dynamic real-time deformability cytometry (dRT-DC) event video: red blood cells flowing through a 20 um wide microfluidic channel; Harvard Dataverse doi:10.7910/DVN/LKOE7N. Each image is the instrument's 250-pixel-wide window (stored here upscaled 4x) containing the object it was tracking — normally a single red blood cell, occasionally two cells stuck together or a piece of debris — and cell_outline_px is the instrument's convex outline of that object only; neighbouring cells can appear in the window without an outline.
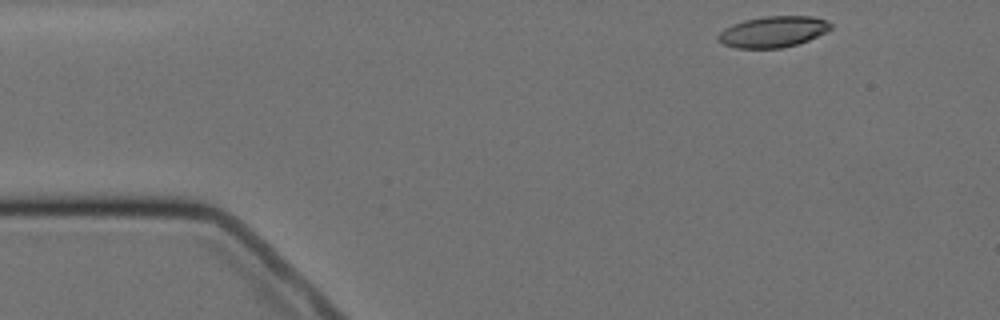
{"species": "Egyptian fruit bat (a non-hibernating species)", "species_latin": "Rousettus aegyptiacus", "temperature_condition": "cold", "stored_images_in_passage": 4, "segment_of_instrument_passage": [1, 2], "camera_frame_rate_fps": 3000, "um_per_image_px": 0.085, "animal": {"sex": "female"}, "frame": {"image": 1, "passage_image": 1, "time_ms": 0.0, "image_size_px": [1000, 320], "cell_outline_px": [[832, 28], [808, 40], [796, 44], [780, 48], [736, 48], [724, 44], [716, 40], [716, 36], [724, 28], [732, 24], [744, 20], [764, 16], [812, 16], [824, 20], [832, 24]], "centroid_in_image_um": [65.66, 2.69], "position_along_channel_um": 19.3, "area_um2": 20.29}}